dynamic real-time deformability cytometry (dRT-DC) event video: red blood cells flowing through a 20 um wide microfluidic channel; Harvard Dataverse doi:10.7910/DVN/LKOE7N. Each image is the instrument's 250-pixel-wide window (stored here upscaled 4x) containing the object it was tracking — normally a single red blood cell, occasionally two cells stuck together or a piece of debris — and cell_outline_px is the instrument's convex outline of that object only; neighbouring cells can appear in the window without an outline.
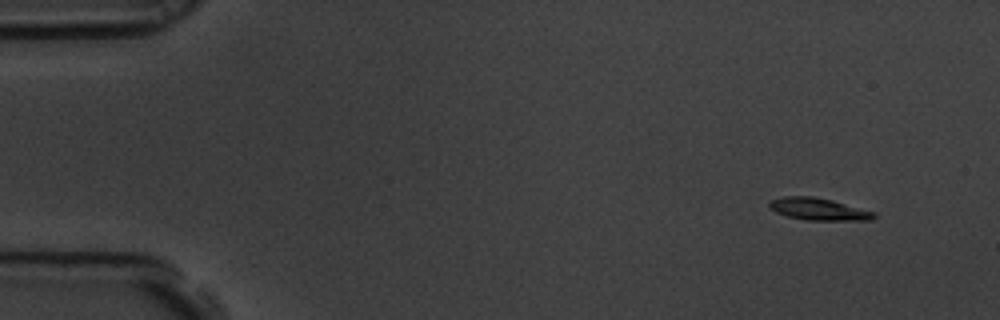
{"species": "common noctule bat (a hibernating species)", "species_latin": "Nyctalus noctula", "temperature_condition": "room temperature", "stored_images_in_passage": 55, "camera_frame_rate_fps": 3000, "um_per_image_px": 0.085, "animal": {"sex": "male", "body_mass_g": 19.5, "forearm_length_mm": 54.6}, "frame": {"image": 1, "passage_image": 1, "time_ms": 0.0, "image_size_px": [1000, 320], "cell_outline_px": [[876, 216], [872, 220], [808, 220], [788, 216], [776, 212], [768, 204], [772, 200], [784, 196], [812, 196], [832, 200], [876, 212]], "centroid_in_image_um": [69.62, 17.77], "position_along_channel_um": 15.4, "area_um2": 13.35}}
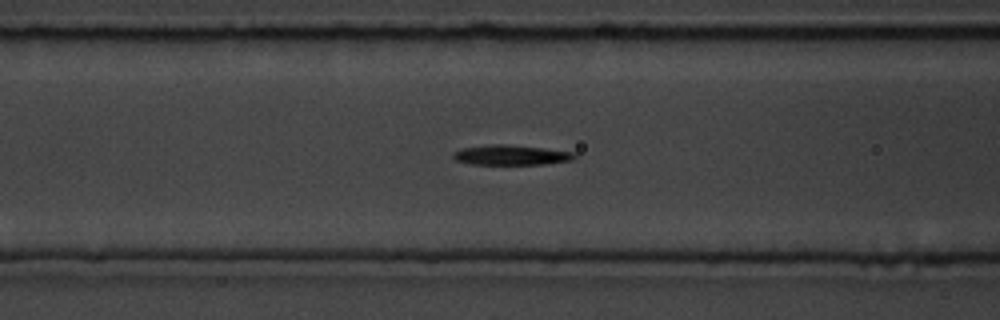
{"frame": {"image": 2, "passage_image": 20, "time_ms": 6.333, "image_size_px": [1000, 320], "cell_outline_px": [[576, 156], [572, 160], [544, 164], [472, 164], [456, 160], [452, 156], [452, 152], [464, 148], [492, 144], [500, 144], [544, 148], [576, 152]], "centroid_in_image_um": [43.46, 13.18], "position_along_channel_um": 123.1, "area_um2": 13.99}}
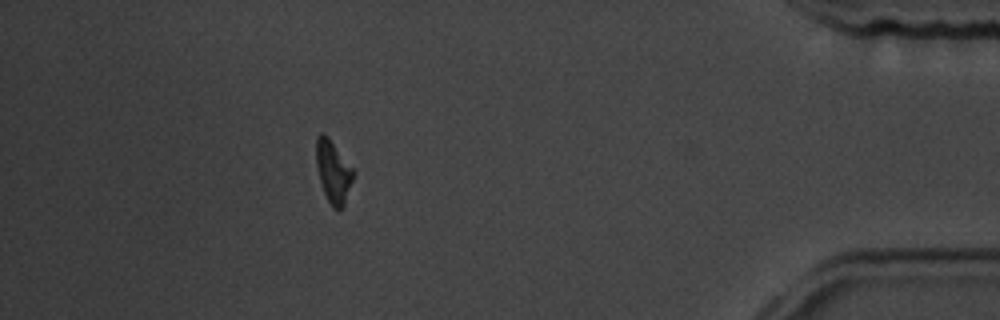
{"frame": {"image": 3, "passage_image": 49, "time_ms": 16.0, "image_size_px": [1000, 320], "cell_outline_px": [[356, 172], [344, 208], [332, 208], [324, 192], [320, 180], [316, 164], [316, 136], [320, 132], [324, 132], [328, 136]], "centroid_in_image_um": [28.34, 14.58], "position_along_channel_um": 406.9, "area_um2": 13.7}, "authors_computed_cell_mechanics": {"area_um2": 13.4674, "velocity_mm_per_s": 3.4541, "shape_relaxation_time_tau1_ms": 2.6374, "shape_relaxation_time_tau2_ms": null, "deformation_change_tau1": 0.1734, "deformation_change_tau2": null}}